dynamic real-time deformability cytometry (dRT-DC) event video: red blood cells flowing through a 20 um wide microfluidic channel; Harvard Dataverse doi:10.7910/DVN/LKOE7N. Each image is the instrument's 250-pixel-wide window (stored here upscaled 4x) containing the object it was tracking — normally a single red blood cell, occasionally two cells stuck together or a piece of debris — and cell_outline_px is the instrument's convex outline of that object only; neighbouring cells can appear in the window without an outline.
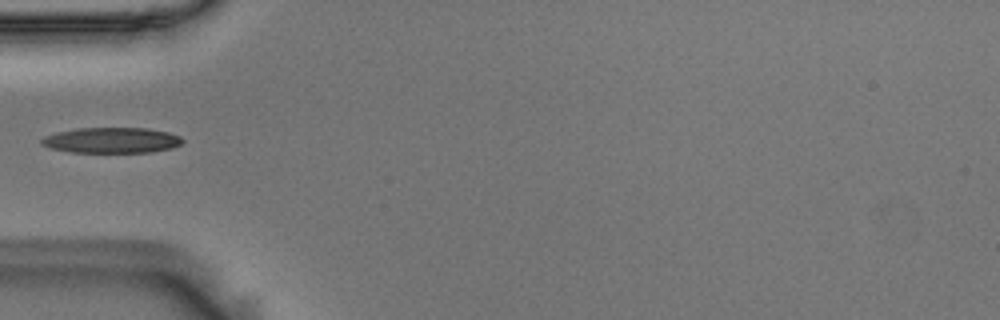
{"species": "Egyptian fruit bat (a non-hibernating species)", "species_latin": "Rousettus aegyptiacus", "temperature_condition": "room temperature", "stored_images_in_passage": 38, "camera_frame_rate_fps": 3000, "um_per_image_px": 0.085, "animal": {"sex": "male"}, "frame": {"image": 1, "passage_image": 1, "time_ms": 0.0, "image_size_px": [1000, 320], "cell_outline_px": [[184, 140], [180, 144], [172, 148], [152, 152], [72, 152], [48, 148], [40, 144], [40, 140], [44, 136], [56, 132], [76, 128], [148, 128], [168, 132], [180, 136]], "centroid_in_image_um": [9.46, 11.92], "position_along_channel_um": 75.5, "area_um2": 21.15}}
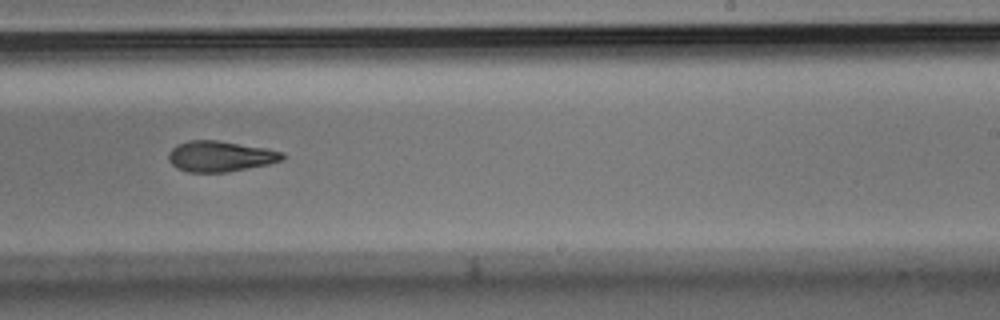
{"frame": {"image": 2, "passage_image": 17, "time_ms": 5.333, "image_size_px": [1000, 320], "cell_outline_px": [[284, 160], [268, 164], [228, 172], [188, 172], [176, 168], [168, 160], [168, 152], [176, 144], [188, 140], [216, 140], [268, 148], [284, 152]], "centroid_in_image_um": [18.71, 13.28], "position_along_channel_um": 270.3, "area_um2": 20.58}}
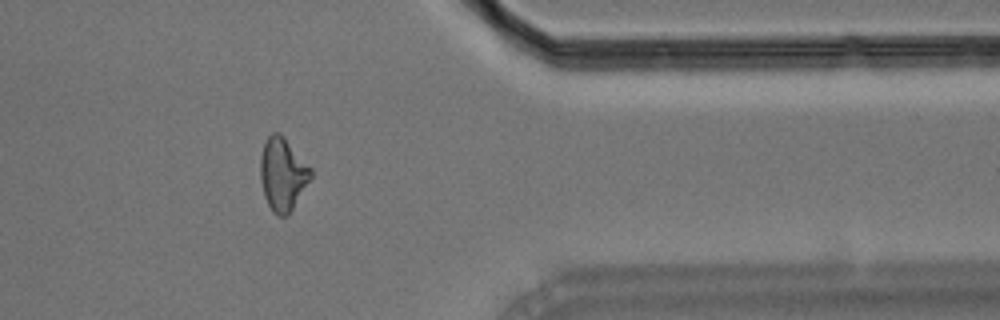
{"frame": {"image": 3, "passage_image": 28, "time_ms": 9.0, "image_size_px": [1000, 320], "cell_outline_px": [[312, 176], [292, 208], [284, 216], [276, 216], [272, 212], [264, 196], [260, 180], [260, 156], [264, 144], [268, 136], [272, 132], [280, 132], [284, 136], [312, 168]], "centroid_in_image_um": [24.01, 14.77], "position_along_channel_um": 387.4, "area_um2": 21.39}}